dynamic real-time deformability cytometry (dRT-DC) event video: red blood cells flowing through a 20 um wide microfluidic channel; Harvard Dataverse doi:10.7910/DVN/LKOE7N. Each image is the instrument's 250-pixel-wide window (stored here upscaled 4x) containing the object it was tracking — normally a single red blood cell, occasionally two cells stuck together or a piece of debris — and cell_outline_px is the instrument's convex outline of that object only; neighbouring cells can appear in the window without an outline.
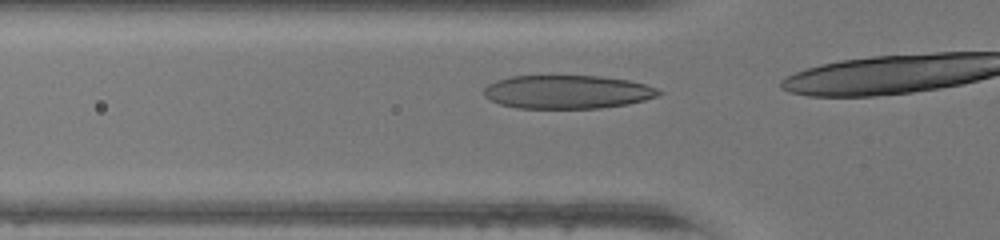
{"species": "human", "species_latin": "Homo sapiens", "temperature_condition": "warm", "stored_images_in_passage": 12, "camera_frame_rate_fps": 3000, "um_per_image_px": 0.085, "donor": {"sex": "female"}, "frame": {"image": 1, "passage_image": 7, "time_ms": 2.0, "image_size_px": [1000, 240], "cell_outline_px": [[664, 92], [660, 96], [628, 104], [600, 108], [516, 108], [500, 104], [484, 96], [484, 88], [488, 84], [496, 80], [512, 76], [600, 76], [628, 80], [644, 84], [656, 88]], "centroid_in_image_um": [48.24, 7.81], "position_along_channel_um": 77.6, "area_um2": 34.16}}
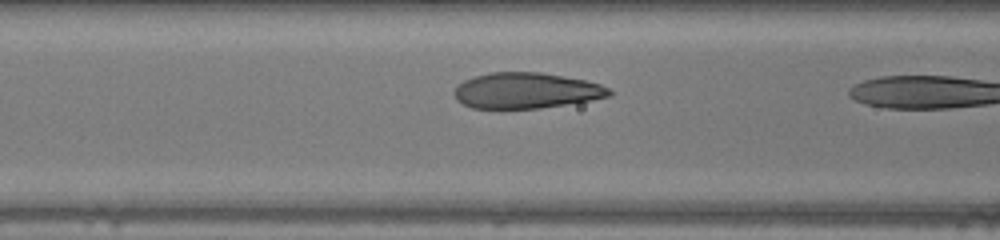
{"frame": {"image": 2, "passage_image": 10, "time_ms": 3.0, "image_size_px": [1000, 240], "cell_outline_px": [[612, 96], [592, 100], [540, 108], [472, 108], [456, 100], [452, 92], [464, 80], [476, 76], [492, 72], [540, 72], [564, 76], [584, 80], [600, 84], [608, 88], [612, 92]], "centroid_in_image_um": [44.73, 7.7], "position_along_channel_um": 121.9, "area_um2": 32.19}}